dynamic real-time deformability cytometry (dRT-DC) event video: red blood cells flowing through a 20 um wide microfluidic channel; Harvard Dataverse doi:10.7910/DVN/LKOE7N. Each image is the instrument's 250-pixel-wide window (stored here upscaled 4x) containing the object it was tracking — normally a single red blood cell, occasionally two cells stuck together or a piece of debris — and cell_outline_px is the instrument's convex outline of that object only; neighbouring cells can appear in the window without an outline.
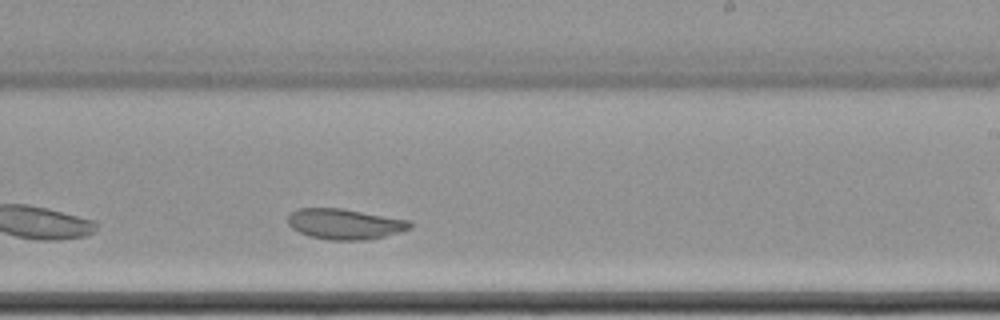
{"species": "common noctule bat (a hibernating species)", "species_latin": "Nyctalus noctula", "temperature_condition": "cold", "stored_images_in_passage": 33, "camera_frame_rate_fps": 3000, "um_per_image_px": 0.085, "animal": {"sex": "female", "body_mass_g": 22.7, "forearm_length_mm": 54.2}, "frame": {"image": 1, "passage_image": 19, "time_ms": 6.0, "image_size_px": [1000, 320], "cell_outline_px": [[412, 228], [400, 232], [384, 236], [364, 240], [332, 240], [308, 236], [292, 228], [288, 224], [288, 216], [296, 208], [344, 208], [412, 220]], "centroid_in_image_um": [29.34, 19.03], "position_along_channel_um": 259.7, "area_um2": 21.96}}